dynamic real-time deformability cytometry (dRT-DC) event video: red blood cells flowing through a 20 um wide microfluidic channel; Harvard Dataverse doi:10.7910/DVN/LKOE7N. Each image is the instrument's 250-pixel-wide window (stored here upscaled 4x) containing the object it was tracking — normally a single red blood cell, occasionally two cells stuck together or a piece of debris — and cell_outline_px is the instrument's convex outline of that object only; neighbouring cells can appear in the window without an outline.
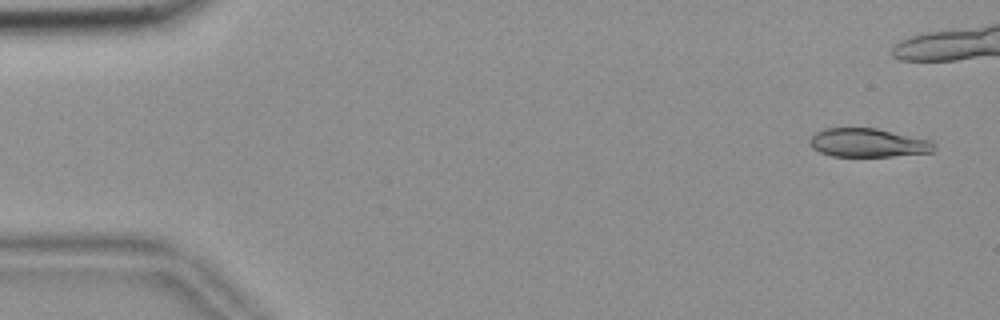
{"species": "common noctule bat (a hibernating species)", "species_latin": "Nyctalus noctula", "temperature_condition": "room temperature", "stored_images_in_passage": 44, "camera_frame_rate_fps": 3000, "um_per_image_px": 0.085, "animal": {"sex": "female", "body_mass_g": 18.4}, "frame": {"image": 1, "passage_image": 3, "time_ms": 0.667, "image_size_px": [1000, 320], "cell_outline_px": [[936, 148], [932, 152], [892, 156], [832, 156], [820, 152], [812, 148], [808, 140], [816, 132], [824, 128], [876, 128], [932, 140], [936, 144]], "centroid_in_image_um": [73.8, 12.13], "position_along_channel_um": 11.2, "area_um2": 20.87}}
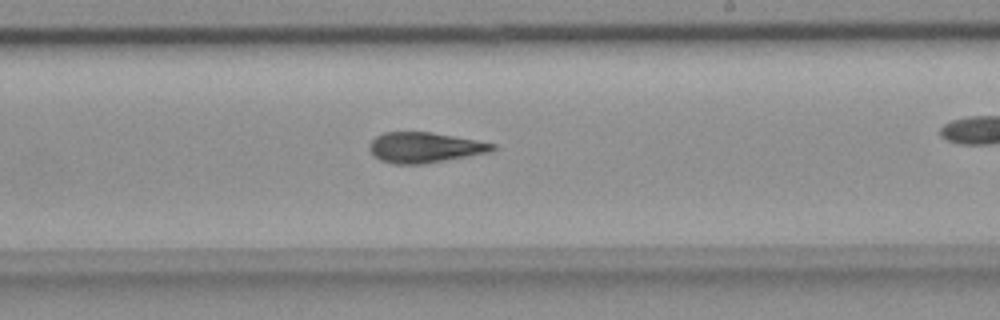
{"frame": {"image": 2, "passage_image": 33, "time_ms": 10.667, "image_size_px": [1000, 320], "cell_outline_px": [[496, 148], [492, 152], [424, 164], [392, 164], [380, 160], [368, 148], [368, 144], [376, 136], [384, 132], [432, 132], [476, 140], [496, 144]], "centroid_in_image_um": [36.11, 12.54], "position_along_channel_um": 252.9, "area_um2": 21.91}}
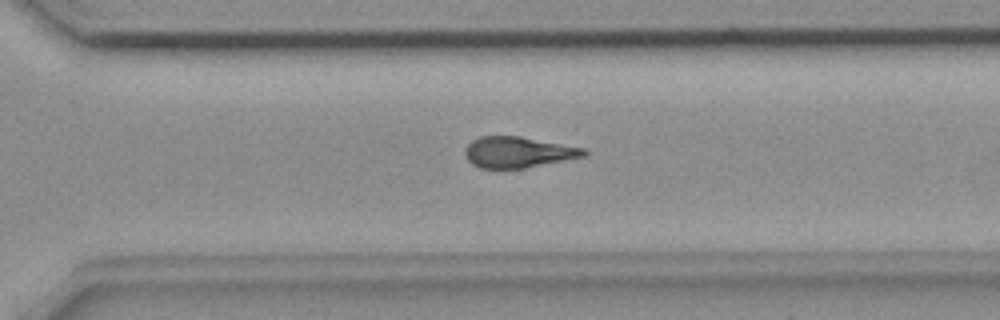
{"frame": {"image": 3, "passage_image": 39, "time_ms": 12.667, "image_size_px": [1000, 320], "cell_outline_px": [[588, 152], [584, 156], [524, 168], [480, 168], [472, 164], [464, 156], [464, 148], [472, 140], [480, 136], [520, 136], [584, 148]], "centroid_in_image_um": [43.98, 12.93], "position_along_channel_um": 326.6, "area_um2": 21.33}}